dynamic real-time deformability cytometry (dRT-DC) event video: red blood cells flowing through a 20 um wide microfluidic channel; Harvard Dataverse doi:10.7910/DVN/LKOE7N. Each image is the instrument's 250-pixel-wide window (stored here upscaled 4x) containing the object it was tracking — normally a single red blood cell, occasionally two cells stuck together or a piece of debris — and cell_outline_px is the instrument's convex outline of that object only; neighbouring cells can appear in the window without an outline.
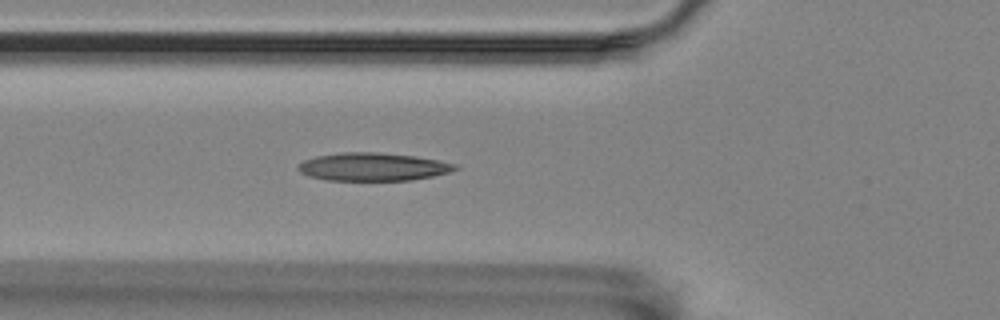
{"species": "Egyptian fruit bat (a non-hibernating species)", "species_latin": "Rousettus aegyptiacus", "temperature_condition": "room temperature", "stored_images_in_passage": 46, "camera_frame_rate_fps": 3000, "um_per_image_px": 0.085, "animal": {"sex": "female"}, "frame": {"image": 1, "passage_image": 13, "time_ms": 4.0, "image_size_px": [1000, 320], "cell_outline_px": [[460, 168], [448, 172], [432, 176], [412, 180], [324, 180], [308, 176], [300, 172], [296, 168], [304, 160], [316, 156], [340, 152], [376, 152], [416, 156], [456, 164]], "centroid_in_image_um": [31.67, 14.18], "position_along_channel_um": 94.1, "area_um2": 25.61}}
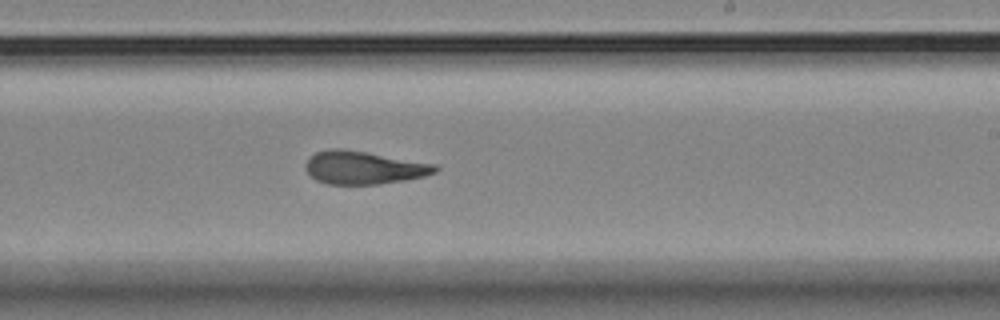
{"frame": {"image": 2, "passage_image": 27, "time_ms": 8.667, "image_size_px": [1000, 320], "cell_outline_px": [[440, 168], [436, 172], [424, 176], [408, 180], [380, 184], [328, 184], [316, 180], [304, 168], [304, 164], [316, 152], [328, 148], [340, 148], [436, 164]], "centroid_in_image_um": [30.92, 14.25], "position_along_channel_um": 258.1, "area_um2": 24.85}}
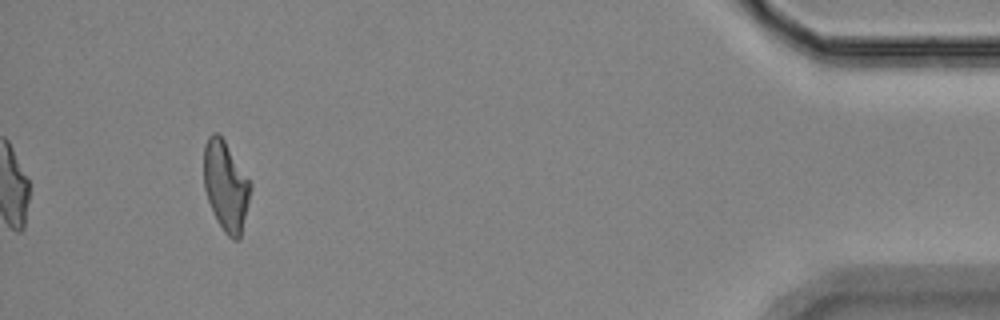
{"frame": {"image": 3, "passage_image": 46, "time_ms": 15.0, "image_size_px": [1000, 320], "cell_outline_px": [[252, 188], [240, 240], [232, 240], [224, 232], [208, 200], [204, 188], [204, 148], [208, 136], [212, 132], [216, 132], [224, 140], [252, 184]], "centroid_in_image_um": [19.21, 15.82], "position_along_channel_um": 416.0, "area_um2": 24.22}, "authors_computed_cell_mechanics": {"area_um2": 24.9118, "velocity_mm_per_s": 3.5136, "shape_relaxation_time_tau1_ms": null, "shape_relaxation_time_tau2_ms": 3.3091, "deformation_change_tau1": null, "deformation_change_tau2": 0.1204}}